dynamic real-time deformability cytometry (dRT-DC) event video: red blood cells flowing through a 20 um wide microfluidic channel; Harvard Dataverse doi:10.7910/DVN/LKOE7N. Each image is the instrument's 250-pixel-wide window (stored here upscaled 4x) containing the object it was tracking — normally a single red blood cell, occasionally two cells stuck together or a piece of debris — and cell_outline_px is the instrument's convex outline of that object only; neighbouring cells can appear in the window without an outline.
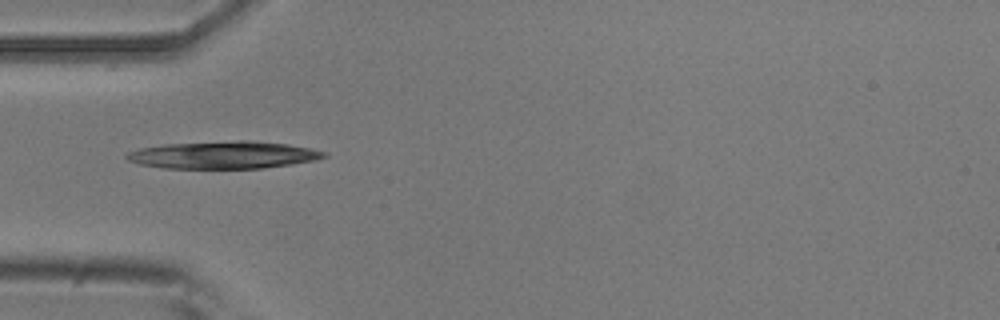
{"species": "common noctule bat (a hibernating species)", "species_latin": "Nyctalus noctula", "temperature_condition": "room temperature", "stored_images_in_passage": 36, "camera_frame_rate_fps": 3000, "um_per_image_px": 0.085, "animal": {"sex": "male", "body_mass_g": 20.5, "forearm_length_mm": 52.5}, "frame": {"image": 1, "passage_image": 1, "time_ms": 0.0, "image_size_px": [1000, 320], "cell_outline_px": [[328, 156], [316, 160], [292, 164], [264, 168], [164, 168], [140, 164], [128, 160], [124, 156], [128, 152], [140, 148], [164, 144], [236, 140], [248, 140], [288, 144], [308, 148], [324, 152]], "centroid_in_image_um": [18.99, 13.17], "position_along_channel_um": 66.0, "area_um2": 31.44}}
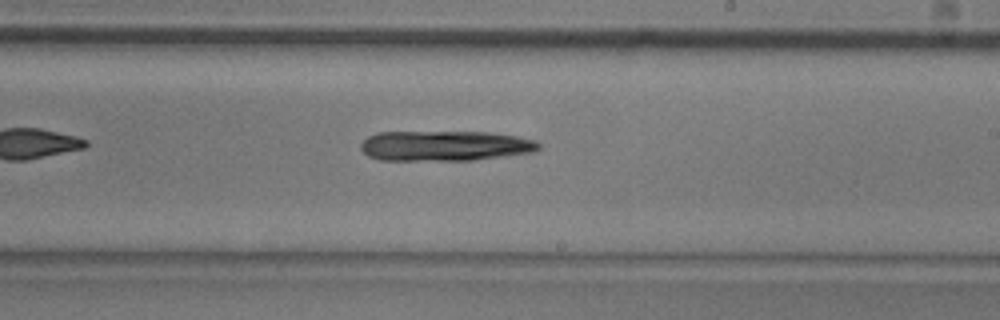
{"frame": {"image": 2, "passage_image": 15, "time_ms": 4.667, "image_size_px": [1000, 320], "cell_outline_px": [[540, 148], [536, 152], [472, 160], [380, 160], [368, 156], [360, 148], [360, 144], [368, 136], [376, 132], [488, 132], [516, 136], [536, 140], [540, 144]], "centroid_in_image_um": [37.83, 12.39], "position_along_channel_um": 251.2, "area_um2": 31.5}}
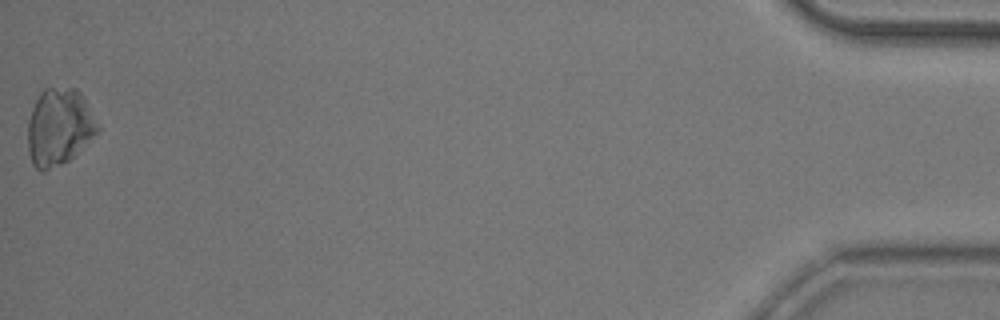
{"frame": {"image": 3, "passage_image": 36, "time_ms": 11.667, "image_size_px": [1000, 320], "cell_outline_px": [[100, 128], [68, 160], [44, 172], [40, 172], [32, 164], [28, 148], [28, 120], [32, 108], [40, 92], [44, 88], [76, 88], [80, 92]], "centroid_in_image_um": [4.98, 10.79], "position_along_channel_um": 430.2, "area_um2": 30.75}}